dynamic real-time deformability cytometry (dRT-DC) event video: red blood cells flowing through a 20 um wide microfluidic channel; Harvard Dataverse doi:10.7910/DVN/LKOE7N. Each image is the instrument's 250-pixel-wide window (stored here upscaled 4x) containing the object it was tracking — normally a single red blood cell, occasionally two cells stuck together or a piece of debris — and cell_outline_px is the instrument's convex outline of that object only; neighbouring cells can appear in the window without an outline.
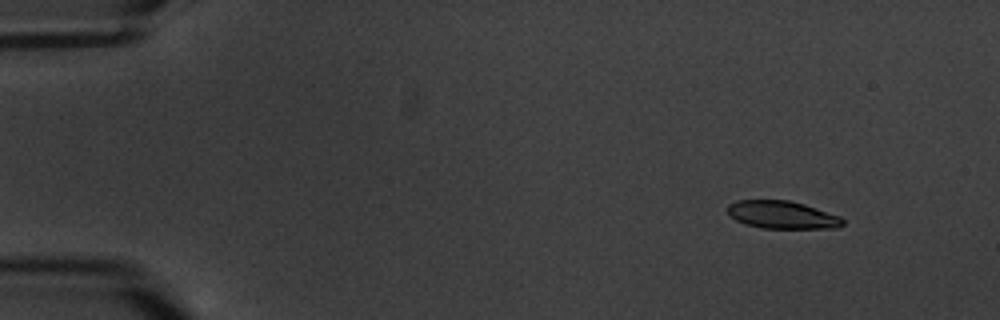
{"species": "common noctule bat (a hibernating species)", "species_latin": "Nyctalus noctula", "temperature_condition": "warm", "stored_images_in_passage": 8, "camera_frame_rate_fps": 3000, "um_per_image_px": 0.085, "animal": {"sex": "male", "body_mass_g": 20.1, "forearm_length_mm": 53.5}, "frame": {"image": 1, "passage_image": 2, "time_ms": 1.333, "image_size_px": [1000, 320], "cell_outline_px": [[844, 224], [836, 228], [760, 228], [744, 224], [728, 216], [728, 204], [736, 200], [788, 200], [804, 204], [840, 216], [844, 220]], "centroid_in_image_um": [66.45, 18.26], "position_along_channel_um": 18.5, "area_um2": 18.73}}